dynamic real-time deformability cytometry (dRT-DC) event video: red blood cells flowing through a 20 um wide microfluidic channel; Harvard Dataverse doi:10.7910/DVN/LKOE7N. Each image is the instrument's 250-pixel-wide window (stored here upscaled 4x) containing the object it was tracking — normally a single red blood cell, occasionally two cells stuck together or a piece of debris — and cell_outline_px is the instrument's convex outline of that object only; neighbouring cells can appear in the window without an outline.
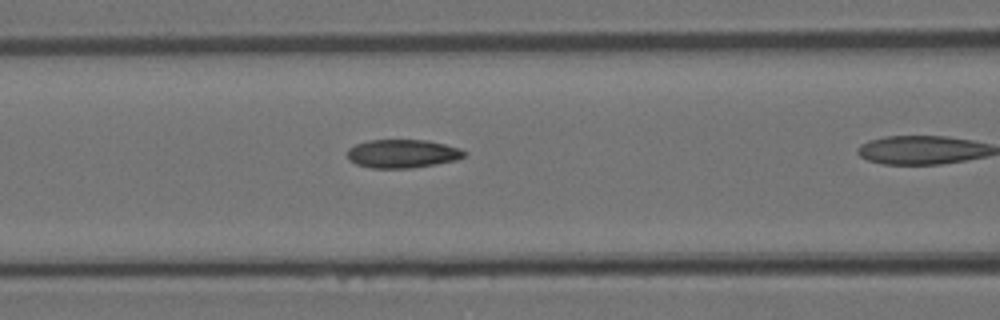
{"species": "Egyptian fruit bat (a non-hibernating species)", "species_latin": "Rousettus aegyptiacus", "temperature_condition": "room temperature", "stored_images_in_passage": 19, "camera_frame_rate_fps": 3000, "um_per_image_px": 0.085, "animal": {"sex": "female"}, "frame": {"image": 1, "passage_image": 16, "time_ms": 5.0, "image_size_px": [1000, 320], "cell_outline_px": [[468, 152], [464, 156], [456, 160], [436, 164], [412, 168], [372, 168], [356, 164], [348, 160], [348, 148], [356, 144], [368, 140], [428, 140], [460, 148]], "centroid_in_image_um": [34.21, 13.06], "position_along_channel_um": 132.4, "area_um2": 19.48}}